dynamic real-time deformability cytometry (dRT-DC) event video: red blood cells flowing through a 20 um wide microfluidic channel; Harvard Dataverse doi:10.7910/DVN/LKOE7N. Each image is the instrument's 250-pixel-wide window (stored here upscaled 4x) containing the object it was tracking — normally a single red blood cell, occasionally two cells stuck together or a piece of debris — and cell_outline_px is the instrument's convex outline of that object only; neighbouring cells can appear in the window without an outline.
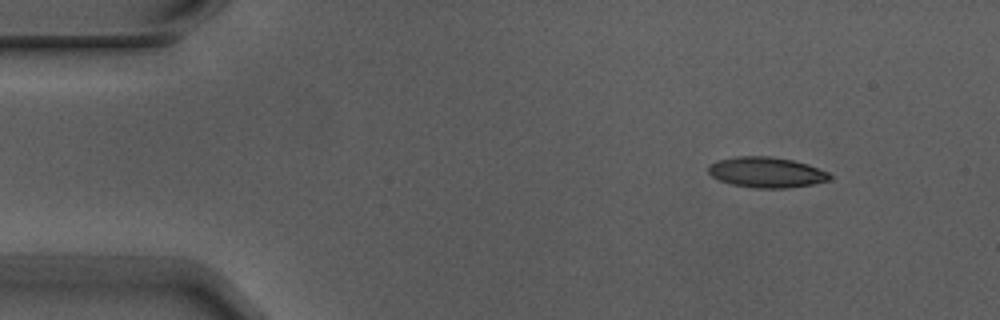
{"species": "Egyptian fruit bat (a non-hibernating species)", "species_latin": "Rousettus aegyptiacus", "temperature_condition": "warm", "stored_images_in_passage": 2, "camera_frame_rate_fps": 3000, "um_per_image_px": 0.085, "animal": {"sex": "male"}, "frame": {"image": 1, "passage_image": 2, "time_ms": 0.333, "image_size_px": [1000, 320], "cell_outline_px": [[832, 176], [828, 180], [812, 184], [788, 188], [756, 188], [732, 184], [720, 180], [712, 176], [708, 172], [708, 164], [716, 160], [736, 156], [772, 156], [792, 160], [808, 164], [828, 172]], "centroid_in_image_um": [65.12, 14.63], "position_along_channel_um": 19.9, "area_um2": 21.62}}